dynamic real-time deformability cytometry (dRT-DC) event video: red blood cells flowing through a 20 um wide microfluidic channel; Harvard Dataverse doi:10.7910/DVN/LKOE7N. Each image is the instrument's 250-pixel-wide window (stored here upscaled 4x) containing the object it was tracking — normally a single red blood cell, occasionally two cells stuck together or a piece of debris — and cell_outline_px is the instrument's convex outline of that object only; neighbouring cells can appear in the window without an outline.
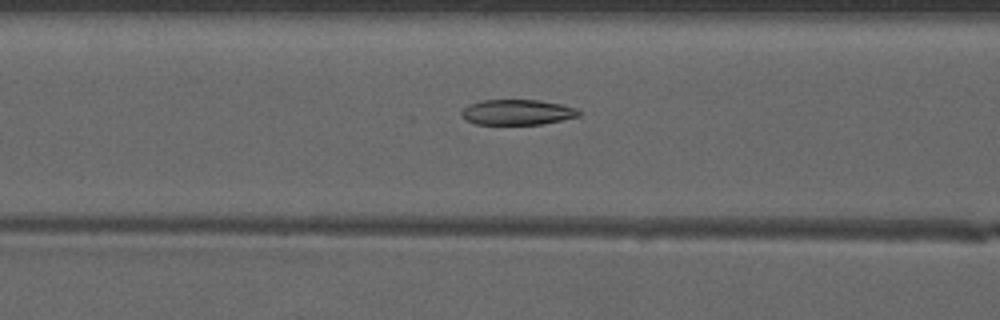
{"species": "common noctule bat (a hibernating species)", "species_latin": "Nyctalus noctula", "temperature_condition": "warm", "stored_images_in_passage": 22, "camera_frame_rate_fps": 3000, "um_per_image_px": 0.085, "animal": {"sex": "male", "forearm_length_mm": 52.5}, "frame": {"image": 1, "passage_image": 8, "time_ms": 2.333, "image_size_px": [1000, 320], "cell_outline_px": [[580, 116], [540, 124], [476, 124], [464, 120], [460, 112], [468, 104], [480, 100], [540, 100], [560, 104], [576, 108], [580, 112]], "centroid_in_image_um": [43.92, 9.53], "position_along_channel_um": 122.7, "area_um2": 17.34}}
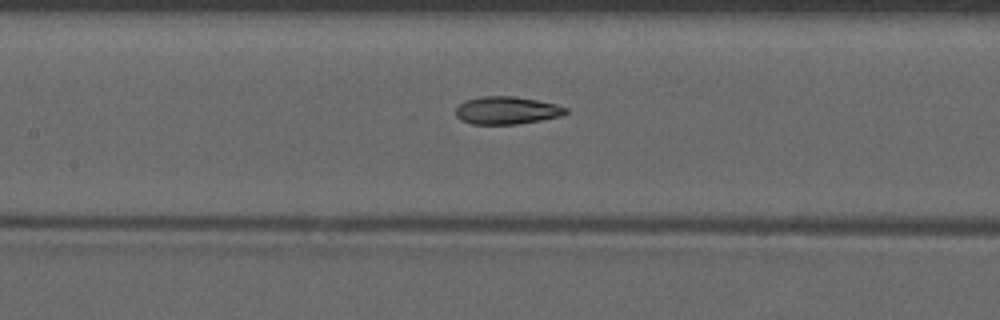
{"frame": {"image": 2, "passage_image": 11, "time_ms": 3.333, "image_size_px": [1000, 320], "cell_outline_px": [[568, 112], [564, 116], [516, 124], [472, 124], [460, 120], [456, 116], [456, 108], [464, 100], [484, 96], [516, 96], [556, 104], [568, 108]], "centroid_in_image_um": [43.09, 9.38], "position_along_channel_um": 164.3, "area_um2": 17.86}}
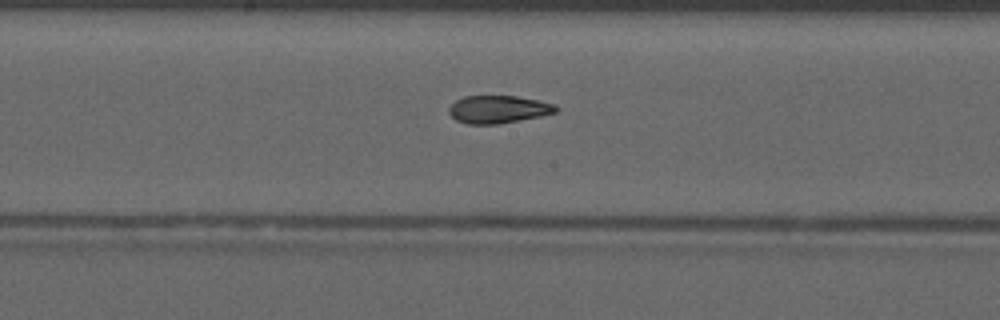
{"frame": {"image": 3, "passage_image": 14, "time_ms": 4.333, "image_size_px": [1000, 320], "cell_outline_px": [[556, 112], [540, 116], [500, 124], [468, 124], [456, 120], [448, 112], [448, 108], [456, 100], [464, 96], [516, 96], [556, 104]], "centroid_in_image_um": [42.32, 9.3], "position_along_channel_um": 205.9, "area_um2": 17.17}}